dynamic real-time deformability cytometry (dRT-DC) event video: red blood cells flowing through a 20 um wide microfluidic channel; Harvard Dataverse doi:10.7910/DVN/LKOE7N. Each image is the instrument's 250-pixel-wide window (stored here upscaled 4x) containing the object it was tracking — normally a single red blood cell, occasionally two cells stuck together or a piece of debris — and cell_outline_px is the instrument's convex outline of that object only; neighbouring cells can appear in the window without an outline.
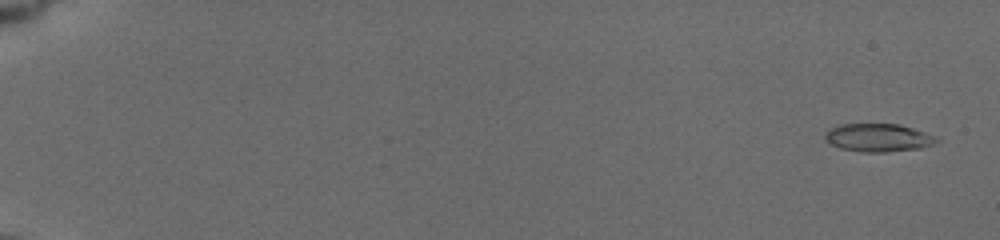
{"species": "common noctule bat (a hibernating species)", "species_latin": "Nyctalus noctula", "temperature_condition": "cold", "stored_images_in_passage": 21, "camera_frame_rate_fps": 3000, "um_per_image_px": 0.085, "animal": {"sex": "female", "body_mass_g": 19.5, "forearm_length_mm": 54.1}, "frame": {"image": 1, "passage_image": 2, "time_ms": 0.667, "image_size_px": [1000, 240], "cell_outline_px": [[940, 140], [932, 144], [920, 148], [884, 152], [860, 152], [840, 148], [824, 140], [824, 132], [840, 124], [900, 124], [924, 132]], "centroid_in_image_um": [74.59, 11.7], "position_along_channel_um": 10.4, "area_um2": 18.09}}
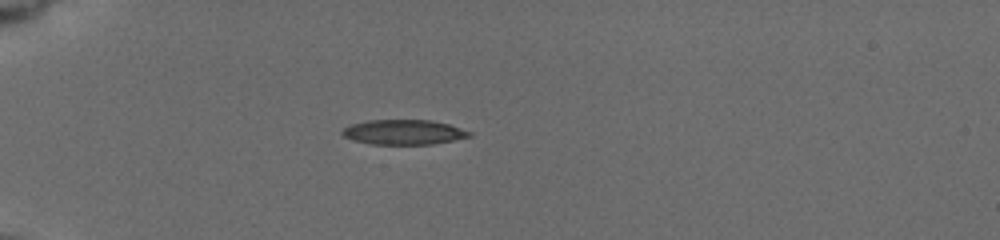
{"frame": {"image": 2, "passage_image": 16, "time_ms": 6.0, "image_size_px": [1000, 240], "cell_outline_px": [[472, 136], [432, 144], [372, 144], [352, 140], [344, 136], [340, 132], [344, 128], [352, 124], [368, 120], [432, 120], [448, 124], [472, 132]], "centroid_in_image_um": [34.3, 11.23], "position_along_channel_um": 50.7, "area_um2": 18.32}}
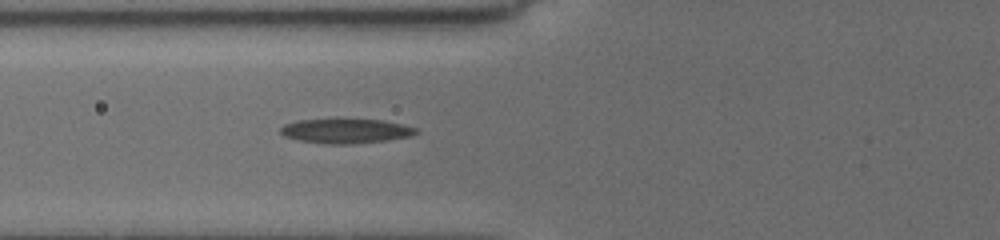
{"frame": {"image": 3, "passage_image": 21, "time_ms": 8.0, "image_size_px": [1000, 240], "cell_outline_px": [[420, 132], [412, 136], [388, 140], [348, 144], [332, 144], [300, 140], [284, 136], [280, 132], [280, 128], [284, 124], [296, 120], [332, 116], [340, 116], [384, 120], [416, 128]], "centroid_in_image_um": [29.37, 11.07], "position_along_channel_um": 96.4, "area_um2": 20.46}}